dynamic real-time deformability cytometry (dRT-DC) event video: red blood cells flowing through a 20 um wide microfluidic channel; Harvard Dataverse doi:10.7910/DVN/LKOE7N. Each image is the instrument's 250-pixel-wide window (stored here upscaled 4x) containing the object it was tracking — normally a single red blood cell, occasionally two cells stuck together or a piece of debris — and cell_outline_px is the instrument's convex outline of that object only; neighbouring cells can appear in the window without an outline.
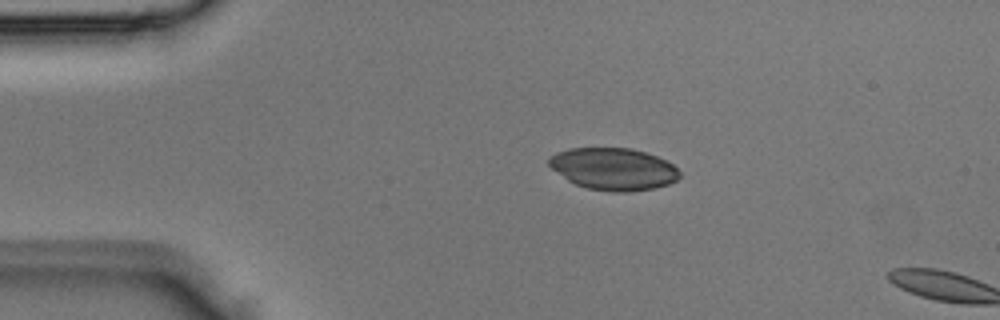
{"species": "Egyptian fruit bat (a non-hibernating species)", "species_latin": "Rousettus aegyptiacus", "temperature_condition": "room temperature", "stored_images_in_passage": 2, "camera_frame_rate_fps": 3000, "um_per_image_px": 0.085, "animal": {"sex": "male"}, "frame": {"image": 1, "passage_image": 1, "time_ms": 0.0, "image_size_px": [1000, 320], "cell_outline_px": [[680, 176], [676, 180], [668, 184], [652, 188], [628, 192], [616, 192], [588, 188], [576, 184], [568, 180], [552, 168], [548, 164], [548, 160], [556, 152], [568, 148], [632, 148], [668, 160], [680, 172]], "centroid_in_image_um": [52.15, 14.35], "position_along_channel_um": 32.8, "area_um2": 31.85}}